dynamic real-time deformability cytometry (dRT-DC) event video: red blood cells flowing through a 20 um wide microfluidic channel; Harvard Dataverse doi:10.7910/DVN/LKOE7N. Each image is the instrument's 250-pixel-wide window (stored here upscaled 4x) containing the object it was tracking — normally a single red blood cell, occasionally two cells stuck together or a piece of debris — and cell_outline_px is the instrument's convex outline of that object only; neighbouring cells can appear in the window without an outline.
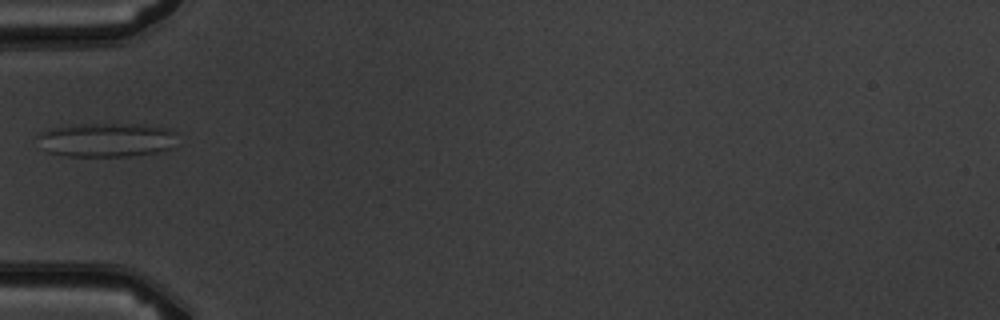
{"species": "common noctule bat (a hibernating species)", "species_latin": "Nyctalus noctula", "temperature_condition": "warm", "stored_images_in_passage": 1, "camera_frame_rate_fps": 3000, "um_per_image_px": 0.085, "animal": {"sex": "male", "body_mass_g": 19.5, "forearm_length_mm": 54.6}, "frame": {"image": 1, "passage_image": 1, "time_ms": 0.0, "image_size_px": [1000, 320], "cell_outline_px": [[176, 148], [156, 152], [128, 156], [64, 156], [48, 152], [36, 136], [36, 132], [48, 128], [72, 124], [144, 124], [168, 128], [176, 132]], "centroid_in_image_um": [9.07, 11.87], "position_along_channel_um": 75.9, "area_um2": 28.26}}